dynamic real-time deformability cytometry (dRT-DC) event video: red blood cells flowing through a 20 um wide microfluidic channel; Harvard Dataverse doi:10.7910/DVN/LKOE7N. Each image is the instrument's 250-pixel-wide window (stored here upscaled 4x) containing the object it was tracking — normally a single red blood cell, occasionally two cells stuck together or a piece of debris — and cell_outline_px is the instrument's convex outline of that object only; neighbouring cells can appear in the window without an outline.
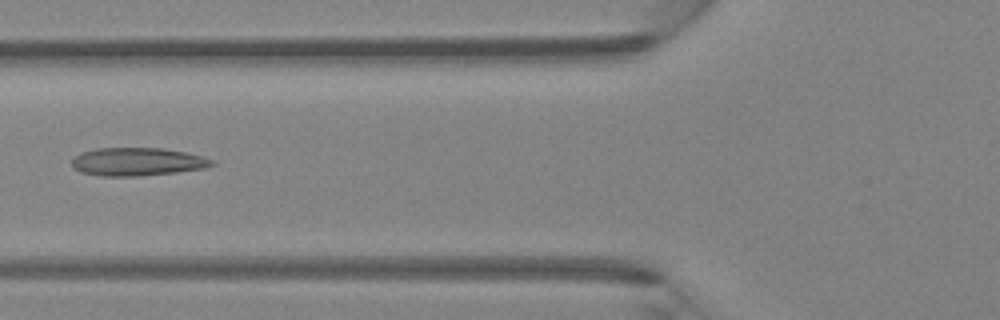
{"species": "Egyptian fruit bat (a non-hibernating species)", "species_latin": "Rousettus aegyptiacus", "temperature_condition": "room temperature", "stored_images_in_passage": 35, "camera_frame_rate_fps": 3000, "um_per_image_px": 0.085, "animal": {"sex": "female"}, "frame": {"image": 1, "passage_image": 6, "time_ms": 1.667, "image_size_px": [1000, 320], "cell_outline_px": [[216, 164], [204, 168], [176, 172], [140, 176], [100, 176], [80, 172], [72, 168], [72, 160], [80, 152], [96, 148], [164, 148], [184, 152], [216, 160]], "centroid_in_image_um": [11.66, 13.75], "position_along_channel_um": 114.1, "area_um2": 23.06}}
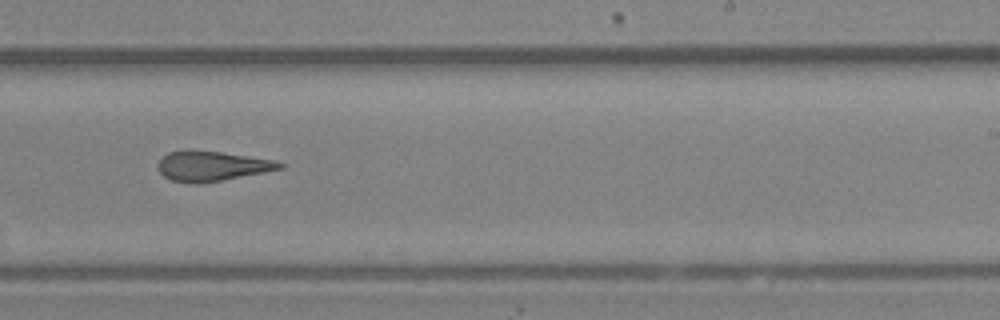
{"frame": {"image": 2, "passage_image": 17, "time_ms": 5.333, "image_size_px": [1000, 320], "cell_outline_px": [[284, 168], [264, 172], [220, 180], [196, 184], [172, 180], [164, 176], [160, 172], [160, 160], [168, 152], [188, 148], [192, 148], [276, 160], [284, 164]], "centroid_in_image_um": [18.01, 14.08], "position_along_channel_um": 271.0, "area_um2": 21.15}}
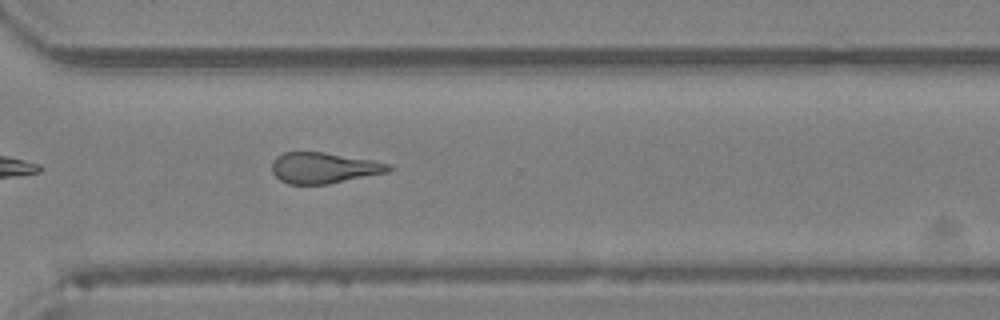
{"frame": {"image": 3, "passage_image": 22, "time_ms": 7.0, "image_size_px": [1000, 320], "cell_outline_px": [[396, 168], [388, 172], [328, 184], [288, 184], [280, 180], [272, 172], [272, 160], [276, 156], [284, 152], [324, 152], [392, 164]], "centroid_in_image_um": [27.53, 14.27], "position_along_channel_um": 343.1, "area_um2": 21.04}, "authors_computed_cell_mechanics": {"area_um2": 21.6172, "velocity_mm_per_s": 4.3003, "shape_relaxation_time_tau1_ms": 7.5884, "shape_relaxation_time_tau2_ms": 3.3592, "deformation_change_tau1": 0.164, "deformation_change_tau2": 0.1473}}